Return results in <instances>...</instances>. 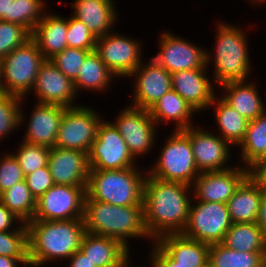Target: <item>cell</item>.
<instances>
[{
    "label": "cell",
    "instance_id": "9",
    "mask_svg": "<svg viewBox=\"0 0 266 267\" xmlns=\"http://www.w3.org/2000/svg\"><path fill=\"white\" fill-rule=\"evenodd\" d=\"M231 225L227 204L192 200L181 234L211 245L221 243Z\"/></svg>",
    "mask_w": 266,
    "mask_h": 267
},
{
    "label": "cell",
    "instance_id": "48",
    "mask_svg": "<svg viewBox=\"0 0 266 267\" xmlns=\"http://www.w3.org/2000/svg\"><path fill=\"white\" fill-rule=\"evenodd\" d=\"M255 223L261 229L262 234L266 239V192L262 193L258 216Z\"/></svg>",
    "mask_w": 266,
    "mask_h": 267
},
{
    "label": "cell",
    "instance_id": "44",
    "mask_svg": "<svg viewBox=\"0 0 266 267\" xmlns=\"http://www.w3.org/2000/svg\"><path fill=\"white\" fill-rule=\"evenodd\" d=\"M152 250L149 254L148 267H183L177 265V262L173 261L155 242L152 243ZM142 267V264L141 266ZM147 267V266H143Z\"/></svg>",
    "mask_w": 266,
    "mask_h": 267
},
{
    "label": "cell",
    "instance_id": "39",
    "mask_svg": "<svg viewBox=\"0 0 266 267\" xmlns=\"http://www.w3.org/2000/svg\"><path fill=\"white\" fill-rule=\"evenodd\" d=\"M30 38L31 33L22 25L0 20V61Z\"/></svg>",
    "mask_w": 266,
    "mask_h": 267
},
{
    "label": "cell",
    "instance_id": "52",
    "mask_svg": "<svg viewBox=\"0 0 266 267\" xmlns=\"http://www.w3.org/2000/svg\"><path fill=\"white\" fill-rule=\"evenodd\" d=\"M201 267H211V265H210V263L209 262H207L206 264H204L203 266H201Z\"/></svg>",
    "mask_w": 266,
    "mask_h": 267
},
{
    "label": "cell",
    "instance_id": "35",
    "mask_svg": "<svg viewBox=\"0 0 266 267\" xmlns=\"http://www.w3.org/2000/svg\"><path fill=\"white\" fill-rule=\"evenodd\" d=\"M45 0H13L9 22L25 27L30 33L48 11Z\"/></svg>",
    "mask_w": 266,
    "mask_h": 267
},
{
    "label": "cell",
    "instance_id": "6",
    "mask_svg": "<svg viewBox=\"0 0 266 267\" xmlns=\"http://www.w3.org/2000/svg\"><path fill=\"white\" fill-rule=\"evenodd\" d=\"M154 164L147 173L161 180L179 182L191 186L200 174L193 156L189 137L182 130H174L165 136ZM150 168V169H149Z\"/></svg>",
    "mask_w": 266,
    "mask_h": 267
},
{
    "label": "cell",
    "instance_id": "18",
    "mask_svg": "<svg viewBox=\"0 0 266 267\" xmlns=\"http://www.w3.org/2000/svg\"><path fill=\"white\" fill-rule=\"evenodd\" d=\"M145 61L127 77L132 78L134 84L129 105L149 110L172 89V84L171 74L165 68L151 58Z\"/></svg>",
    "mask_w": 266,
    "mask_h": 267
},
{
    "label": "cell",
    "instance_id": "34",
    "mask_svg": "<svg viewBox=\"0 0 266 267\" xmlns=\"http://www.w3.org/2000/svg\"><path fill=\"white\" fill-rule=\"evenodd\" d=\"M0 202L23 223L34 217L36 200L32 196L26 181L22 180L0 194Z\"/></svg>",
    "mask_w": 266,
    "mask_h": 267
},
{
    "label": "cell",
    "instance_id": "22",
    "mask_svg": "<svg viewBox=\"0 0 266 267\" xmlns=\"http://www.w3.org/2000/svg\"><path fill=\"white\" fill-rule=\"evenodd\" d=\"M115 4L116 0H74L70 6L71 15L82 21L98 38L117 29L120 13Z\"/></svg>",
    "mask_w": 266,
    "mask_h": 267
},
{
    "label": "cell",
    "instance_id": "33",
    "mask_svg": "<svg viewBox=\"0 0 266 267\" xmlns=\"http://www.w3.org/2000/svg\"><path fill=\"white\" fill-rule=\"evenodd\" d=\"M266 252H240L224 246L211 244L208 262L211 267H263Z\"/></svg>",
    "mask_w": 266,
    "mask_h": 267
},
{
    "label": "cell",
    "instance_id": "19",
    "mask_svg": "<svg viewBox=\"0 0 266 267\" xmlns=\"http://www.w3.org/2000/svg\"><path fill=\"white\" fill-rule=\"evenodd\" d=\"M31 92L35 102L59 105L65 108L79 106L74 82L66 77L50 59L41 64ZM77 103V105H76Z\"/></svg>",
    "mask_w": 266,
    "mask_h": 267
},
{
    "label": "cell",
    "instance_id": "12",
    "mask_svg": "<svg viewBox=\"0 0 266 267\" xmlns=\"http://www.w3.org/2000/svg\"><path fill=\"white\" fill-rule=\"evenodd\" d=\"M142 44L140 39L112 31L97 38L95 52L116 79H121L128 77L146 59L142 55Z\"/></svg>",
    "mask_w": 266,
    "mask_h": 267
},
{
    "label": "cell",
    "instance_id": "28",
    "mask_svg": "<svg viewBox=\"0 0 266 267\" xmlns=\"http://www.w3.org/2000/svg\"><path fill=\"white\" fill-rule=\"evenodd\" d=\"M214 111L217 123L216 133L232 146H239L244 140L249 121L227 104L218 94L215 95L208 109Z\"/></svg>",
    "mask_w": 266,
    "mask_h": 267
},
{
    "label": "cell",
    "instance_id": "42",
    "mask_svg": "<svg viewBox=\"0 0 266 267\" xmlns=\"http://www.w3.org/2000/svg\"><path fill=\"white\" fill-rule=\"evenodd\" d=\"M2 151V155H1ZM0 151V194L24 180L25 174L11 150ZM4 153V154H3Z\"/></svg>",
    "mask_w": 266,
    "mask_h": 267
},
{
    "label": "cell",
    "instance_id": "49",
    "mask_svg": "<svg viewBox=\"0 0 266 267\" xmlns=\"http://www.w3.org/2000/svg\"><path fill=\"white\" fill-rule=\"evenodd\" d=\"M0 267H30L29 258H11L0 255Z\"/></svg>",
    "mask_w": 266,
    "mask_h": 267
},
{
    "label": "cell",
    "instance_id": "31",
    "mask_svg": "<svg viewBox=\"0 0 266 267\" xmlns=\"http://www.w3.org/2000/svg\"><path fill=\"white\" fill-rule=\"evenodd\" d=\"M239 164L248 168L266 157V111L249 121L244 140L239 144Z\"/></svg>",
    "mask_w": 266,
    "mask_h": 267
},
{
    "label": "cell",
    "instance_id": "37",
    "mask_svg": "<svg viewBox=\"0 0 266 267\" xmlns=\"http://www.w3.org/2000/svg\"><path fill=\"white\" fill-rule=\"evenodd\" d=\"M22 98L2 92L0 94V144L13 135L19 127V111ZM13 131V132H12Z\"/></svg>",
    "mask_w": 266,
    "mask_h": 267
},
{
    "label": "cell",
    "instance_id": "27",
    "mask_svg": "<svg viewBox=\"0 0 266 267\" xmlns=\"http://www.w3.org/2000/svg\"><path fill=\"white\" fill-rule=\"evenodd\" d=\"M151 118L157 127L175 123L173 130H184L194 124L193 116L198 114L176 91L165 93L150 109ZM165 123V124H164Z\"/></svg>",
    "mask_w": 266,
    "mask_h": 267
},
{
    "label": "cell",
    "instance_id": "7",
    "mask_svg": "<svg viewBox=\"0 0 266 267\" xmlns=\"http://www.w3.org/2000/svg\"><path fill=\"white\" fill-rule=\"evenodd\" d=\"M44 60L45 58L32 38L12 50L0 61L2 91L27 99Z\"/></svg>",
    "mask_w": 266,
    "mask_h": 267
},
{
    "label": "cell",
    "instance_id": "46",
    "mask_svg": "<svg viewBox=\"0 0 266 267\" xmlns=\"http://www.w3.org/2000/svg\"><path fill=\"white\" fill-rule=\"evenodd\" d=\"M23 222L0 202V232L16 230Z\"/></svg>",
    "mask_w": 266,
    "mask_h": 267
},
{
    "label": "cell",
    "instance_id": "43",
    "mask_svg": "<svg viewBox=\"0 0 266 267\" xmlns=\"http://www.w3.org/2000/svg\"><path fill=\"white\" fill-rule=\"evenodd\" d=\"M24 180L35 200H38L55 185L48 165L26 175Z\"/></svg>",
    "mask_w": 266,
    "mask_h": 267
},
{
    "label": "cell",
    "instance_id": "25",
    "mask_svg": "<svg viewBox=\"0 0 266 267\" xmlns=\"http://www.w3.org/2000/svg\"><path fill=\"white\" fill-rule=\"evenodd\" d=\"M154 242L179 266L201 267L208 262L210 245L181 233L165 234Z\"/></svg>",
    "mask_w": 266,
    "mask_h": 267
},
{
    "label": "cell",
    "instance_id": "38",
    "mask_svg": "<svg viewBox=\"0 0 266 267\" xmlns=\"http://www.w3.org/2000/svg\"><path fill=\"white\" fill-rule=\"evenodd\" d=\"M0 255L11 258H29L26 223H22L16 230L0 232Z\"/></svg>",
    "mask_w": 266,
    "mask_h": 267
},
{
    "label": "cell",
    "instance_id": "4",
    "mask_svg": "<svg viewBox=\"0 0 266 267\" xmlns=\"http://www.w3.org/2000/svg\"><path fill=\"white\" fill-rule=\"evenodd\" d=\"M83 221L85 232L117 239L129 250L133 239L154 242L144 225L143 206H115L85 197Z\"/></svg>",
    "mask_w": 266,
    "mask_h": 267
},
{
    "label": "cell",
    "instance_id": "23",
    "mask_svg": "<svg viewBox=\"0 0 266 267\" xmlns=\"http://www.w3.org/2000/svg\"><path fill=\"white\" fill-rule=\"evenodd\" d=\"M80 250L96 267L133 266L130 250L114 238L85 232Z\"/></svg>",
    "mask_w": 266,
    "mask_h": 267
},
{
    "label": "cell",
    "instance_id": "41",
    "mask_svg": "<svg viewBox=\"0 0 266 267\" xmlns=\"http://www.w3.org/2000/svg\"><path fill=\"white\" fill-rule=\"evenodd\" d=\"M66 40L68 47L95 51L97 37L82 21L70 15Z\"/></svg>",
    "mask_w": 266,
    "mask_h": 267
},
{
    "label": "cell",
    "instance_id": "13",
    "mask_svg": "<svg viewBox=\"0 0 266 267\" xmlns=\"http://www.w3.org/2000/svg\"><path fill=\"white\" fill-rule=\"evenodd\" d=\"M167 30L160 32L157 41L159 51L151 59L170 74L184 70L210 69L206 65L207 47L204 49L203 46Z\"/></svg>",
    "mask_w": 266,
    "mask_h": 267
},
{
    "label": "cell",
    "instance_id": "24",
    "mask_svg": "<svg viewBox=\"0 0 266 267\" xmlns=\"http://www.w3.org/2000/svg\"><path fill=\"white\" fill-rule=\"evenodd\" d=\"M231 81L217 87L220 96L248 121L254 120L266 111L265 100L259 93V86L254 81Z\"/></svg>",
    "mask_w": 266,
    "mask_h": 267
},
{
    "label": "cell",
    "instance_id": "17",
    "mask_svg": "<svg viewBox=\"0 0 266 267\" xmlns=\"http://www.w3.org/2000/svg\"><path fill=\"white\" fill-rule=\"evenodd\" d=\"M247 178L248 168L239 163L225 170L201 172L191 185L192 200L226 204Z\"/></svg>",
    "mask_w": 266,
    "mask_h": 267
},
{
    "label": "cell",
    "instance_id": "8",
    "mask_svg": "<svg viewBox=\"0 0 266 267\" xmlns=\"http://www.w3.org/2000/svg\"><path fill=\"white\" fill-rule=\"evenodd\" d=\"M120 111L110 122L123 137L132 156L137 160L153 153L159 133L149 110L126 105Z\"/></svg>",
    "mask_w": 266,
    "mask_h": 267
},
{
    "label": "cell",
    "instance_id": "15",
    "mask_svg": "<svg viewBox=\"0 0 266 267\" xmlns=\"http://www.w3.org/2000/svg\"><path fill=\"white\" fill-rule=\"evenodd\" d=\"M202 128V126L198 127L195 124L182 130L190 139L199 172L225 170L232 167L230 159L232 158L233 148L231 147L233 146L217 133H213V131L211 133V127L208 130Z\"/></svg>",
    "mask_w": 266,
    "mask_h": 267
},
{
    "label": "cell",
    "instance_id": "50",
    "mask_svg": "<svg viewBox=\"0 0 266 267\" xmlns=\"http://www.w3.org/2000/svg\"><path fill=\"white\" fill-rule=\"evenodd\" d=\"M12 1L13 0H0V20L9 22Z\"/></svg>",
    "mask_w": 266,
    "mask_h": 267
},
{
    "label": "cell",
    "instance_id": "3",
    "mask_svg": "<svg viewBox=\"0 0 266 267\" xmlns=\"http://www.w3.org/2000/svg\"><path fill=\"white\" fill-rule=\"evenodd\" d=\"M227 22V23H226ZM216 25L215 46L206 50V65L213 67L211 78L218 87L231 81L252 79L253 65L250 58L249 38L238 24L221 21ZM215 48V49H214ZM214 65V66H213Z\"/></svg>",
    "mask_w": 266,
    "mask_h": 267
},
{
    "label": "cell",
    "instance_id": "14",
    "mask_svg": "<svg viewBox=\"0 0 266 267\" xmlns=\"http://www.w3.org/2000/svg\"><path fill=\"white\" fill-rule=\"evenodd\" d=\"M86 187L55 184L38 200L32 220L83 219Z\"/></svg>",
    "mask_w": 266,
    "mask_h": 267
},
{
    "label": "cell",
    "instance_id": "26",
    "mask_svg": "<svg viewBox=\"0 0 266 267\" xmlns=\"http://www.w3.org/2000/svg\"><path fill=\"white\" fill-rule=\"evenodd\" d=\"M50 11V12H49ZM68 30V17L55 14L48 10L31 33L42 56L51 59L64 50L67 45L66 33Z\"/></svg>",
    "mask_w": 266,
    "mask_h": 267
},
{
    "label": "cell",
    "instance_id": "1",
    "mask_svg": "<svg viewBox=\"0 0 266 267\" xmlns=\"http://www.w3.org/2000/svg\"><path fill=\"white\" fill-rule=\"evenodd\" d=\"M192 201L189 185L145 177L143 186L144 225L153 241L165 234L182 233Z\"/></svg>",
    "mask_w": 266,
    "mask_h": 267
},
{
    "label": "cell",
    "instance_id": "29",
    "mask_svg": "<svg viewBox=\"0 0 266 267\" xmlns=\"http://www.w3.org/2000/svg\"><path fill=\"white\" fill-rule=\"evenodd\" d=\"M115 75L106 67L104 62L95 51H91L84 59L79 68V75L74 81V86L78 96L81 92H104L109 91ZM113 80V81H112ZM108 89V90H107Z\"/></svg>",
    "mask_w": 266,
    "mask_h": 267
},
{
    "label": "cell",
    "instance_id": "16",
    "mask_svg": "<svg viewBox=\"0 0 266 267\" xmlns=\"http://www.w3.org/2000/svg\"><path fill=\"white\" fill-rule=\"evenodd\" d=\"M25 100L27 99L22 98L19 111V127H22L23 124V127L26 126L23 133L24 138L22 137L23 141L48 148L55 147L57 133L66 108L35 102L31 114L28 115L27 113L26 116L24 109H22Z\"/></svg>",
    "mask_w": 266,
    "mask_h": 267
},
{
    "label": "cell",
    "instance_id": "21",
    "mask_svg": "<svg viewBox=\"0 0 266 267\" xmlns=\"http://www.w3.org/2000/svg\"><path fill=\"white\" fill-rule=\"evenodd\" d=\"M48 167L54 184L86 187L89 176L88 153L52 147Z\"/></svg>",
    "mask_w": 266,
    "mask_h": 267
},
{
    "label": "cell",
    "instance_id": "5",
    "mask_svg": "<svg viewBox=\"0 0 266 267\" xmlns=\"http://www.w3.org/2000/svg\"><path fill=\"white\" fill-rule=\"evenodd\" d=\"M90 170L86 197L115 206H143V186L147 168Z\"/></svg>",
    "mask_w": 266,
    "mask_h": 267
},
{
    "label": "cell",
    "instance_id": "47",
    "mask_svg": "<svg viewBox=\"0 0 266 267\" xmlns=\"http://www.w3.org/2000/svg\"><path fill=\"white\" fill-rule=\"evenodd\" d=\"M65 265H68L67 267H96L80 249L66 260Z\"/></svg>",
    "mask_w": 266,
    "mask_h": 267
},
{
    "label": "cell",
    "instance_id": "30",
    "mask_svg": "<svg viewBox=\"0 0 266 267\" xmlns=\"http://www.w3.org/2000/svg\"><path fill=\"white\" fill-rule=\"evenodd\" d=\"M263 191L248 177L227 201L232 223H255Z\"/></svg>",
    "mask_w": 266,
    "mask_h": 267
},
{
    "label": "cell",
    "instance_id": "20",
    "mask_svg": "<svg viewBox=\"0 0 266 267\" xmlns=\"http://www.w3.org/2000/svg\"><path fill=\"white\" fill-rule=\"evenodd\" d=\"M209 70L192 69L171 74L172 89L187 101L199 115L208 110L213 98L219 92L213 79L209 77L211 75L208 73Z\"/></svg>",
    "mask_w": 266,
    "mask_h": 267
},
{
    "label": "cell",
    "instance_id": "40",
    "mask_svg": "<svg viewBox=\"0 0 266 267\" xmlns=\"http://www.w3.org/2000/svg\"><path fill=\"white\" fill-rule=\"evenodd\" d=\"M90 52L89 50L66 47L50 60L66 77L74 82L79 75L80 66Z\"/></svg>",
    "mask_w": 266,
    "mask_h": 267
},
{
    "label": "cell",
    "instance_id": "45",
    "mask_svg": "<svg viewBox=\"0 0 266 267\" xmlns=\"http://www.w3.org/2000/svg\"><path fill=\"white\" fill-rule=\"evenodd\" d=\"M248 177L266 192V157L258 159L248 167Z\"/></svg>",
    "mask_w": 266,
    "mask_h": 267
},
{
    "label": "cell",
    "instance_id": "51",
    "mask_svg": "<svg viewBox=\"0 0 266 267\" xmlns=\"http://www.w3.org/2000/svg\"><path fill=\"white\" fill-rule=\"evenodd\" d=\"M263 3H266V0H251V3L249 5H252V7L253 5L257 7L259 5L261 6Z\"/></svg>",
    "mask_w": 266,
    "mask_h": 267
},
{
    "label": "cell",
    "instance_id": "11",
    "mask_svg": "<svg viewBox=\"0 0 266 267\" xmlns=\"http://www.w3.org/2000/svg\"><path fill=\"white\" fill-rule=\"evenodd\" d=\"M87 105L66 108L59 126L55 147L89 153L104 117Z\"/></svg>",
    "mask_w": 266,
    "mask_h": 267
},
{
    "label": "cell",
    "instance_id": "2",
    "mask_svg": "<svg viewBox=\"0 0 266 267\" xmlns=\"http://www.w3.org/2000/svg\"><path fill=\"white\" fill-rule=\"evenodd\" d=\"M26 226L30 267H43L44 264H54L57 261L65 263L80 249L85 234L83 219L31 220Z\"/></svg>",
    "mask_w": 266,
    "mask_h": 267
},
{
    "label": "cell",
    "instance_id": "10",
    "mask_svg": "<svg viewBox=\"0 0 266 267\" xmlns=\"http://www.w3.org/2000/svg\"><path fill=\"white\" fill-rule=\"evenodd\" d=\"M137 161L139 160L132 156L123 137L110 119L108 121L106 118L103 119L88 153L90 170H120L139 167Z\"/></svg>",
    "mask_w": 266,
    "mask_h": 267
},
{
    "label": "cell",
    "instance_id": "36",
    "mask_svg": "<svg viewBox=\"0 0 266 267\" xmlns=\"http://www.w3.org/2000/svg\"><path fill=\"white\" fill-rule=\"evenodd\" d=\"M17 145L18 148L15 147L16 150H12L11 153L17 159L25 176L48 165L51 148L23 140Z\"/></svg>",
    "mask_w": 266,
    "mask_h": 267
},
{
    "label": "cell",
    "instance_id": "32",
    "mask_svg": "<svg viewBox=\"0 0 266 267\" xmlns=\"http://www.w3.org/2000/svg\"><path fill=\"white\" fill-rule=\"evenodd\" d=\"M221 243L240 252H266V239L256 223H232Z\"/></svg>",
    "mask_w": 266,
    "mask_h": 267
}]
</instances>
